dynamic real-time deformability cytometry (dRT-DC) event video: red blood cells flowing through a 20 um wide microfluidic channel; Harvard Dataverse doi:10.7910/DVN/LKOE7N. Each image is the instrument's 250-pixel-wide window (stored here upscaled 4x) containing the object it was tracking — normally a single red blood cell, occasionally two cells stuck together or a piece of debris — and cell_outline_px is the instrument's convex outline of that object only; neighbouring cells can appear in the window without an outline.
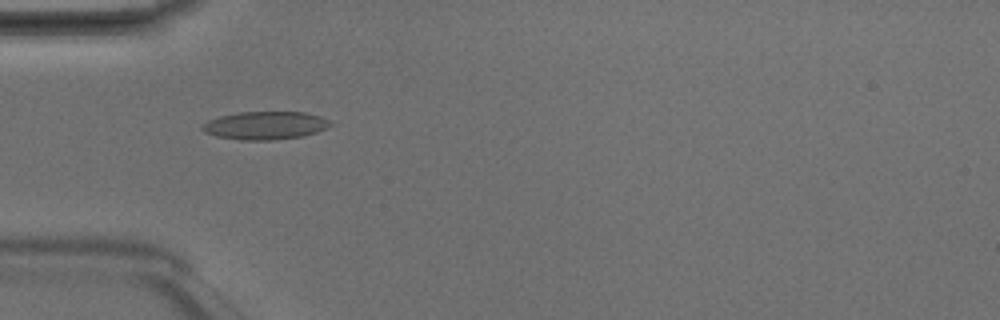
{"species": "Egyptian fruit bat (a non-hibernating species)", "species_latin": "Rousettus aegyptiacus", "temperature_condition": "room temperature", "stored_images_in_passage": 5, "camera_frame_rate_fps": 3000, "um_per_image_px": 0.085, "animal": {"sex": "male"}, "frame": {"image": 1, "passage_image": 2, "time_ms": 0.333, "image_size_px": [1000, 320], "cell_outline_px": [[332, 124], [316, 132], [300, 136], [272, 140], [240, 140], [216, 136], [204, 132], [200, 128], [200, 124], [208, 120], [220, 116], [240, 112], [304, 112], [320, 116], [328, 120]], "centroid_in_image_um": [22.47, 10.66], "position_along_channel_um": 62.5, "area_um2": 20.81}}
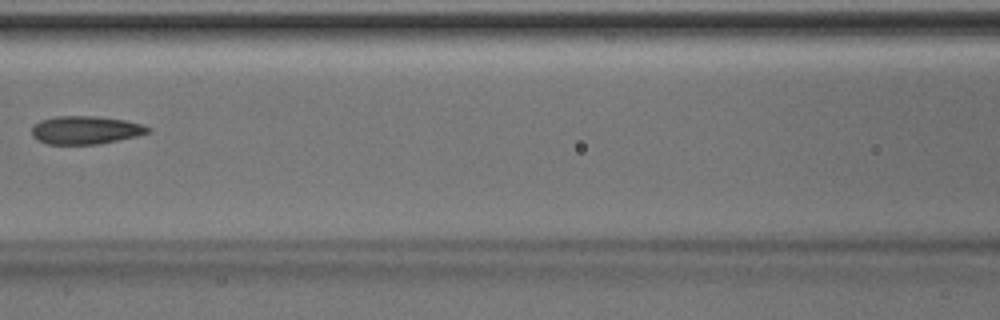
{"frame": {"image": 2, "passage_image": 4, "time_ms": 1.0, "image_size_px": [1000, 320], "cell_outline_px": [[152, 132], [136, 136], [96, 144], [48, 144], [36, 140], [32, 136], [32, 124], [40, 120], [56, 116], [96, 116], [124, 120], [140, 124], [152, 128]], "centroid_in_image_um": [7.23, 11.05], "position_along_channel_um": 159.4, "area_um2": 19.07}}